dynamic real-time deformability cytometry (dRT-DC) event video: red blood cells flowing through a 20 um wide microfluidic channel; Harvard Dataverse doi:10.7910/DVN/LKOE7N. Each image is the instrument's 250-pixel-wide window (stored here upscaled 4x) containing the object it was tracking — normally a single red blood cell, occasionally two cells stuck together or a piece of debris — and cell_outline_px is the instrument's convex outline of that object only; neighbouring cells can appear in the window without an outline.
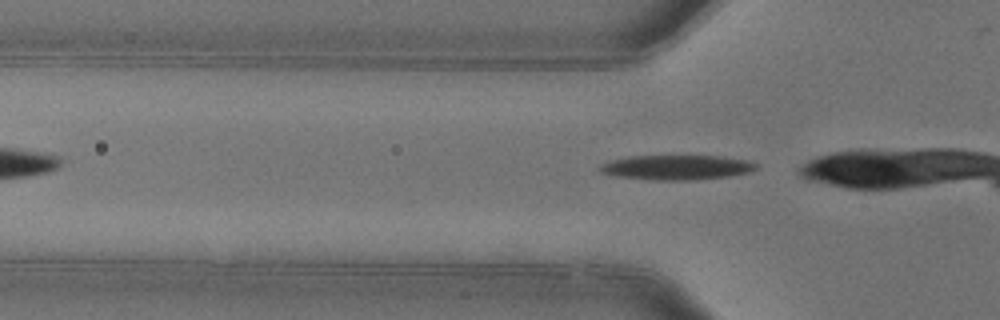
{"species": "common noctule bat (a hibernating species)", "species_latin": "Nyctalus noctula", "temperature_condition": "warm", "stored_images_in_passage": 4, "camera_frame_rate_fps": 3000, "um_per_image_px": 0.085, "animal": {"sex": "female"}, "frame": {"image": 1, "passage_image": 2, "time_ms": 0.333, "image_size_px": [1000, 320], "cell_outline_px": [[756, 168], [748, 172], [728, 176], [692, 180], [656, 180], [616, 176], [600, 172], [596, 168], [600, 164], [608, 160], [628, 156], [724, 156], [748, 160], [756, 164]], "centroid_in_image_um": [57.44, 14.22], "position_along_channel_um": 68.4, "area_um2": 22.6}}